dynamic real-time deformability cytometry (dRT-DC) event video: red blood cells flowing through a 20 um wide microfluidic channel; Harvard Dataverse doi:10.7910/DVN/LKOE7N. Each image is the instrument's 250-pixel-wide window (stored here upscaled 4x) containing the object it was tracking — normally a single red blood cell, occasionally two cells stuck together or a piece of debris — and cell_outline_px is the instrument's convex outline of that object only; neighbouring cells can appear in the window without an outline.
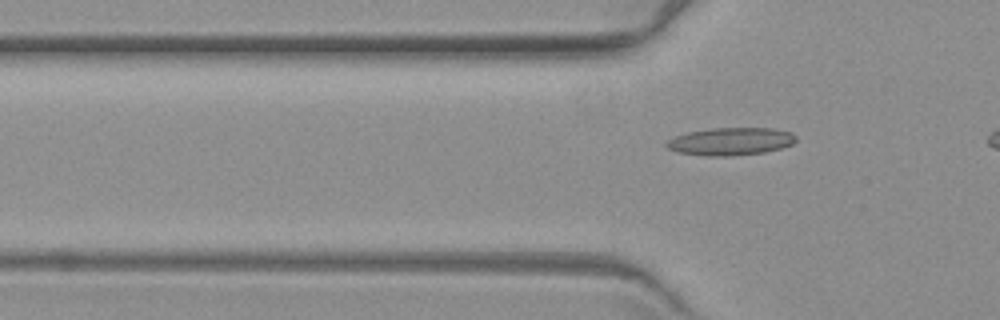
{"species": "common noctule bat (a hibernating species)", "species_latin": "Nyctalus noctula", "temperature_condition": "warm", "stored_images_in_passage": 3, "segment_of_instrument_passage": [2, 2], "camera_frame_rate_fps": 3000, "um_per_image_px": 0.085, "animal": {"sex": "female", "body_mass_g": 19.3, "forearm_length_mm": 54.1}, "frame": {"image": 1, "passage_image": 3, "time_ms": 2.333, "image_size_px": [1000, 320], "cell_outline_px": [[796, 140], [792, 144], [780, 148], [764, 152], [728, 156], [708, 156], [676, 152], [668, 148], [664, 144], [668, 140], [676, 136], [688, 132], [712, 128], [776, 128], [792, 132], [796, 136]], "centroid_in_image_um": [62.11, 12.01], "position_along_channel_um": 63.7, "area_um2": 20.87}}